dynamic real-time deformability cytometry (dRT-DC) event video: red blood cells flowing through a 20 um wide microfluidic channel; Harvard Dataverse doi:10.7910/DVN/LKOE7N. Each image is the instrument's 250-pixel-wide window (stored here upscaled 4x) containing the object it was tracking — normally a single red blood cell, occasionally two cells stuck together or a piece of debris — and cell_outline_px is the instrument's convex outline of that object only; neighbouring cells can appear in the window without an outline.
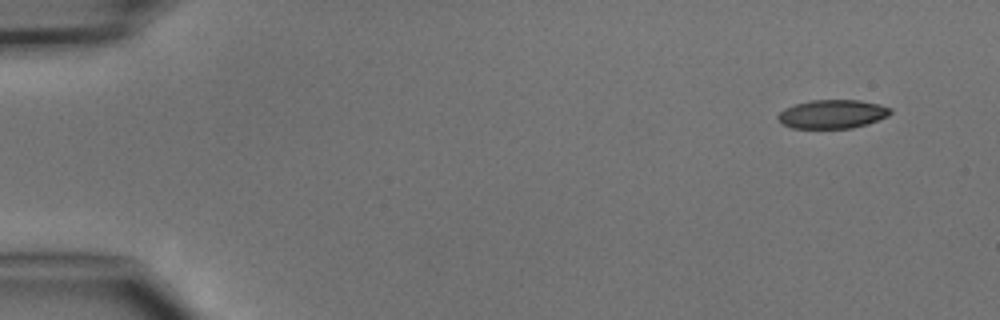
{"species": "common noctule bat (a hibernating species)", "species_latin": "Nyctalus noctula", "temperature_condition": "cold", "stored_images_in_passage": 4, "camera_frame_rate_fps": 3000, "um_per_image_px": 0.085, "animal": {"sex": "male", "body_mass_g": 15.6}, "frame": {"image": 1, "passage_image": 1, "time_ms": 0.0, "image_size_px": [1000, 320], "cell_outline_px": [[892, 112], [888, 116], [868, 124], [852, 128], [792, 128], [784, 124], [776, 116], [784, 108], [796, 104], [812, 100], [860, 100], [880, 104], [892, 108]], "centroid_in_image_um": [70.79, 9.69], "position_along_channel_um": 14.2, "area_um2": 18.84}}
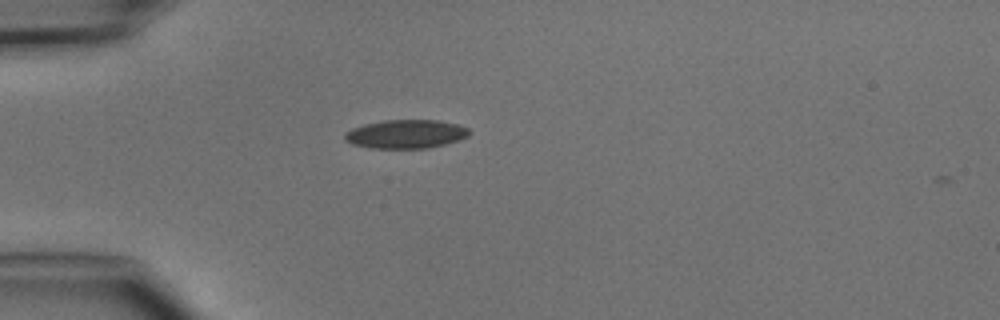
{"frame": {"image": 2, "passage_image": 4, "time_ms": 3.333, "image_size_px": [1000, 320], "cell_outline_px": [[472, 132], [468, 136], [460, 140], [428, 148], [372, 148], [352, 144], [344, 140], [344, 132], [352, 128], [364, 124], [384, 120], [436, 120], [456, 124], [468, 128]], "centroid_in_image_um": [34.49, 11.39], "position_along_channel_um": 50.5, "area_um2": 20.87}}